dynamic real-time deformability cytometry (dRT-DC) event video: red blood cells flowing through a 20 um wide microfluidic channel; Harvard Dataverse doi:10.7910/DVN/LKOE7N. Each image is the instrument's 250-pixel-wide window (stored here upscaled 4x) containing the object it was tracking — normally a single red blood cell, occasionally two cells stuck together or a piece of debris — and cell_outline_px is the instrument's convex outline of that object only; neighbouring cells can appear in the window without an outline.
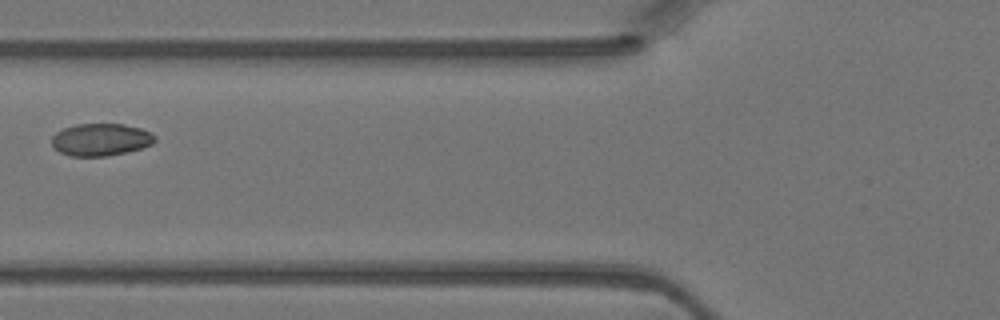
{"species": "Egyptian fruit bat (a non-hibernating species)", "species_latin": "Rousettus aegyptiacus", "temperature_condition": "warm", "stored_images_in_passage": 4, "camera_frame_rate_fps": 3000, "um_per_image_px": 0.085, "animal": {"sex": "female"}, "frame": {"image": 1, "passage_image": 4, "time_ms": 1.0, "image_size_px": [1000, 320], "cell_outline_px": [[156, 140], [152, 144], [140, 148], [108, 156], [72, 156], [60, 152], [52, 144], [52, 136], [56, 132], [64, 128], [76, 124], [124, 124], [140, 128], [152, 132], [156, 136]], "centroid_in_image_um": [8.58, 11.86], "position_along_channel_um": 117.2, "area_um2": 19.36}}